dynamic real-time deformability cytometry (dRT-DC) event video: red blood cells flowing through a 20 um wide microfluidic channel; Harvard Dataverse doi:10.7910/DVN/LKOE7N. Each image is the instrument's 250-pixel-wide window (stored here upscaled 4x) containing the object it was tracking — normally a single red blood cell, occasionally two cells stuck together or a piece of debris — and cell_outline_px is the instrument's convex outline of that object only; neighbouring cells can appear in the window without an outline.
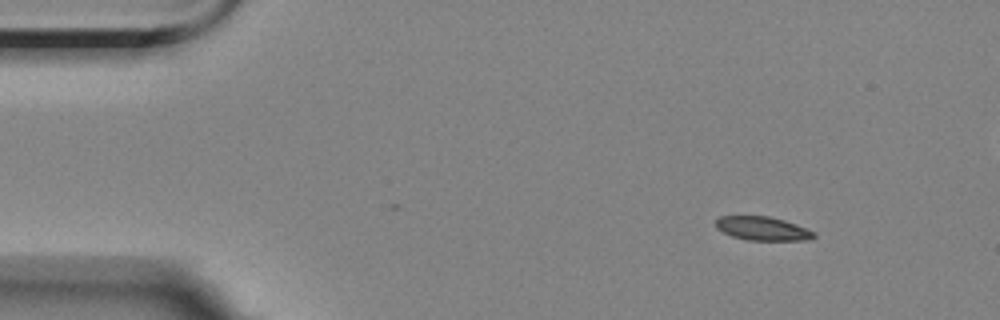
{"species": "Egyptian fruit bat (a non-hibernating species)", "species_latin": "Rousettus aegyptiacus", "temperature_condition": "room temperature", "stored_images_in_passage": 2, "camera_frame_rate_fps": 3000, "um_per_image_px": 0.085, "animal": {"sex": "female"}, "frame": {"image": 1, "passage_image": 2, "time_ms": 2.333, "image_size_px": [1000, 320], "cell_outline_px": [[816, 236], [812, 240], [748, 240], [732, 236], [716, 228], [716, 220], [720, 216], [768, 216], [784, 220], [796, 224], [816, 232]], "centroid_in_image_um": [64.86, 19.43], "position_along_channel_um": 20.1, "area_um2": 13.58}}